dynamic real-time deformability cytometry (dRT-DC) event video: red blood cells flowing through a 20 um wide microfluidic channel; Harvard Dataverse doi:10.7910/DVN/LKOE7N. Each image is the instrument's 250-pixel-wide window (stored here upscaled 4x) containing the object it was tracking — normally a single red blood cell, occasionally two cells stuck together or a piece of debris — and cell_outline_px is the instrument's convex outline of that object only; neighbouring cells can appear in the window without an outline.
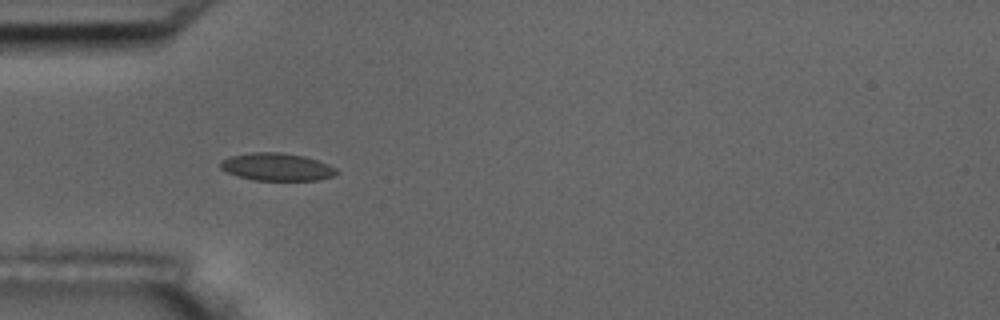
{"species": "common noctule bat (a hibernating species)", "species_latin": "Nyctalus noctula", "temperature_condition": "room temperature", "stored_images_in_passage": 2, "camera_frame_rate_fps": 3000, "um_per_image_px": 0.085, "animal": {"sex": "male", "body_mass_g": 17.5, "forearm_length_mm": 52.3}, "frame": {"image": 1, "passage_image": 1, "time_ms": 0.0, "image_size_px": [1000, 320], "cell_outline_px": [[340, 172], [332, 176], [320, 180], [252, 180], [236, 176], [220, 168], [220, 160], [232, 156], [252, 152], [280, 152], [304, 156], [328, 164], [336, 168]], "centroid_in_image_um": [23.53, 14.19], "position_along_channel_um": 61.5, "area_um2": 18.73}}